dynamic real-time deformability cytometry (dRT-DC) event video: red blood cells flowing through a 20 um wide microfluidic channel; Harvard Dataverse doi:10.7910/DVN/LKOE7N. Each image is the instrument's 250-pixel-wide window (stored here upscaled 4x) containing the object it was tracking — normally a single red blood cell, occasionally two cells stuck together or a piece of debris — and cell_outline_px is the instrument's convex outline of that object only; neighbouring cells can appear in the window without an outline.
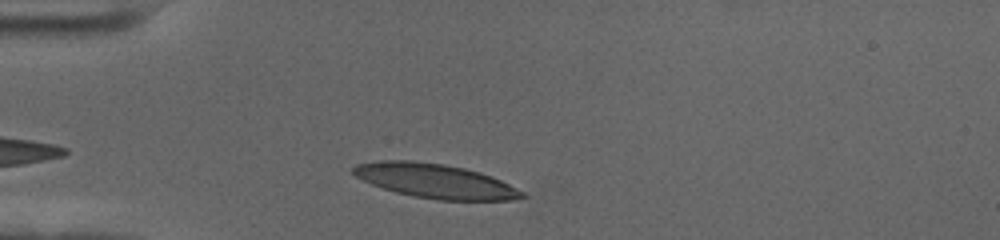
{"species": "human", "species_latin": "Homo sapiens", "temperature_condition": "cold", "stored_images_in_passage": 36, "camera_frame_rate_fps": 3000, "um_per_image_px": 0.085, "donor": {"sex": "female"}, "frame": {"image": 1, "passage_image": 4, "time_ms": 1.0, "image_size_px": [1000, 240], "cell_outline_px": [[528, 196], [512, 200], [436, 200], [412, 196], [396, 192], [372, 184], [356, 176], [352, 172], [352, 168], [356, 164], [384, 160], [412, 160], [444, 164], [464, 168], [480, 172], [492, 176], [524, 192]], "centroid_in_image_um": [37.01, 15.38], "position_along_channel_um": 48.0, "area_um2": 33.64}}
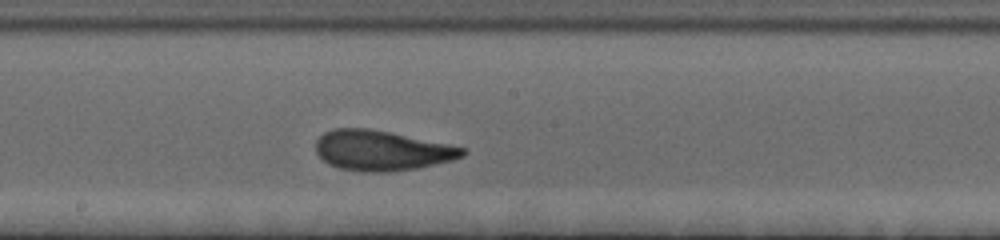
{"frame": {"image": 2, "passage_image": 20, "time_ms": 6.333, "image_size_px": [1000, 240], "cell_outline_px": [[468, 152], [464, 156], [452, 160], [420, 168], [392, 172], [360, 172], [340, 168], [328, 164], [316, 152], [316, 140], [324, 132], [332, 128], [368, 128], [468, 148]], "centroid_in_image_um": [32.46, 12.8], "position_along_channel_um": 215.7, "area_um2": 34.51}}
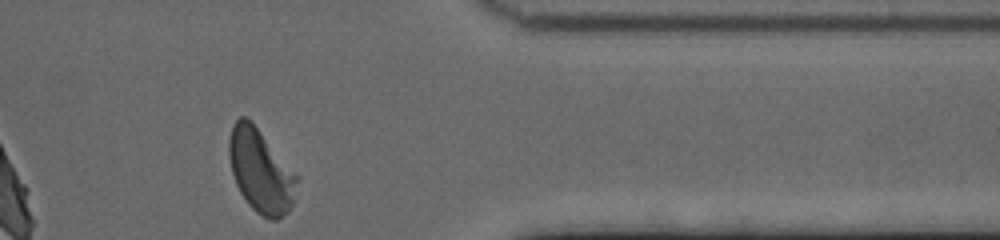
{"frame": {"image": 3, "passage_image": 36, "time_ms": 11.667, "image_size_px": [1000, 240], "cell_outline_px": [[300, 180], [292, 204], [288, 212], [276, 220], [268, 220], [256, 212], [248, 204], [240, 192], [236, 184], [232, 172], [228, 156], [228, 140], [232, 124], [240, 116], [244, 116], [260, 132], [300, 176]], "centroid_in_image_um": [22.17, 14.56], "position_along_channel_um": 389.2, "area_um2": 33.12}, "authors_computed_cell_mechanics": {"area_um2": 33.235, "velocity_mm_per_s": 3.5179, "shape_relaxation_time_tau1_ms": 3.4032, "shape_relaxation_time_tau2_ms": 1.1234, "deformation_change_tau1": 0.1576, "deformation_change_tau2": 0.0729}}